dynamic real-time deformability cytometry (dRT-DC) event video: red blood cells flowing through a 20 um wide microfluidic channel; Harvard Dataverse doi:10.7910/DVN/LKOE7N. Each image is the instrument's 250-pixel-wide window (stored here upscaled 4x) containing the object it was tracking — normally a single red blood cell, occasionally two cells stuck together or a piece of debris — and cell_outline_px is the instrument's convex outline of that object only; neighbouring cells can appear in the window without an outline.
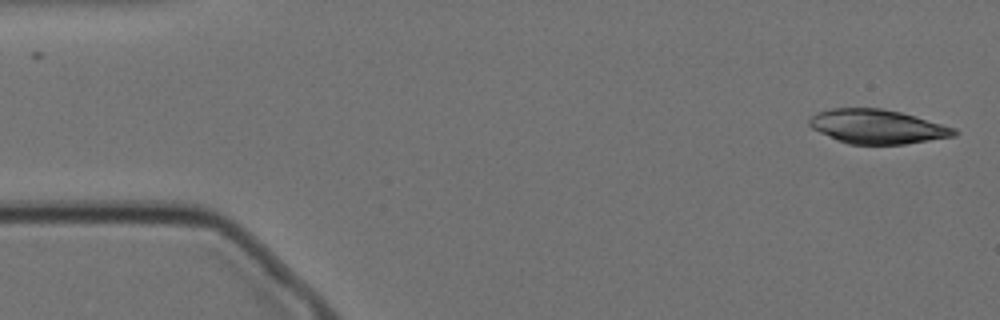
{"species": "Egyptian fruit bat (a non-hibernating species)", "species_latin": "Rousettus aegyptiacus", "temperature_condition": "cold", "stored_images_in_passage": 56, "segment_of_instrument_passage": [1, 2], "camera_frame_rate_fps": 3000, "um_per_image_px": 0.085, "animal": {"sex": "female"}, "frame": {"image": 1, "passage_image": 1, "time_ms": 0.0, "image_size_px": [1000, 320], "cell_outline_px": [[960, 132], [956, 136], [904, 144], [848, 144], [836, 140], [812, 128], [808, 124], [808, 120], [816, 112], [832, 108], [880, 108], [900, 112], [916, 116], [956, 128]], "centroid_in_image_um": [74.58, 10.76], "position_along_channel_um": 10.4, "area_um2": 28.96}}
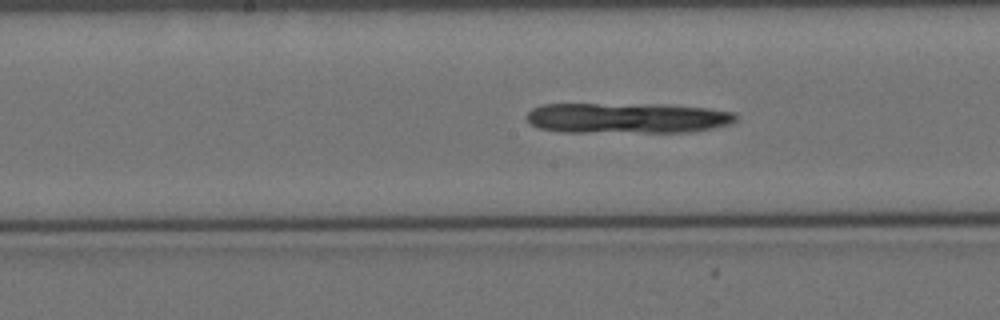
{"frame": {"image": 2, "passage_image": 26, "time_ms": 8.333, "image_size_px": [1000, 320], "cell_outline_px": [[736, 120], [728, 124], [712, 128], [688, 132], [560, 132], [540, 128], [532, 124], [528, 120], [528, 112], [532, 108], [540, 104], [664, 104], [708, 108], [736, 112]], "centroid_in_image_um": [53.32, 10.02], "position_along_channel_um": 194.9, "area_um2": 37.4}}
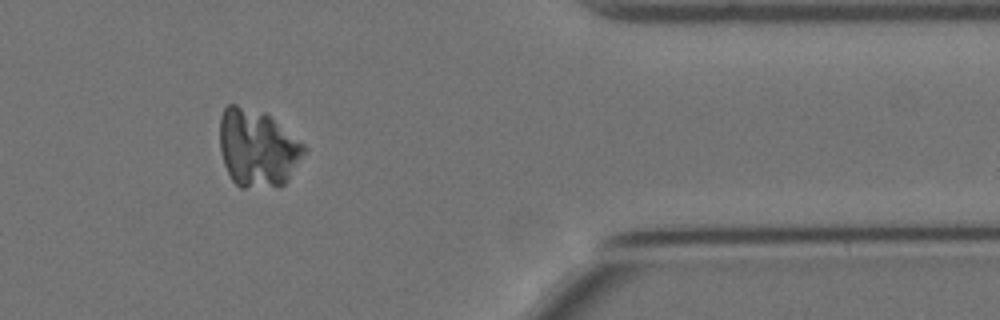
{"frame": {"image": 3, "passage_image": 45, "time_ms": 14.667, "image_size_px": [1000, 320], "cell_outline_px": [[308, 148], [288, 180], [284, 184], [244, 188], [240, 188], [232, 180], [224, 164], [220, 152], [220, 116], [224, 108], [228, 104], [236, 104], [264, 112], [304, 144]], "centroid_in_image_um": [21.86, 12.57], "position_along_channel_um": 389.5, "area_um2": 37.92}}